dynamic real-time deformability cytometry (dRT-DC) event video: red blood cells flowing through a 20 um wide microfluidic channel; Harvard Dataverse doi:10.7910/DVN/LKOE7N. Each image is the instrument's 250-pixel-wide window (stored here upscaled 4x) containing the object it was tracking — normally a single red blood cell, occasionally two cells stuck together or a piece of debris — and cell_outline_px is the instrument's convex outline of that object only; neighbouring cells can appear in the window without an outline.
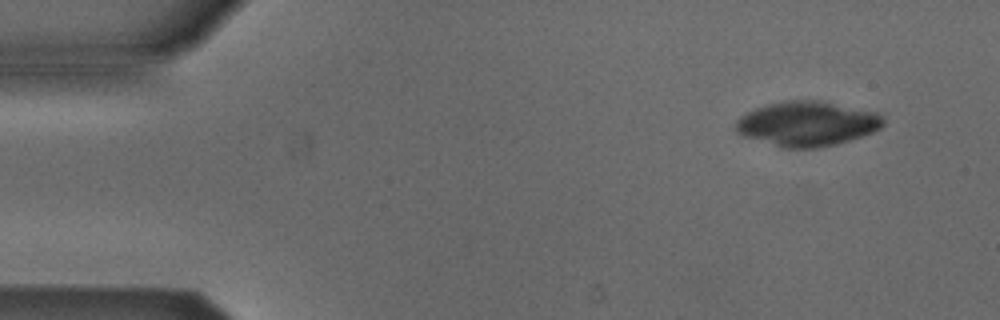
{"species": "Egyptian fruit bat (a non-hibernating species)", "species_latin": "Rousettus aegyptiacus", "temperature_condition": "cold", "stored_images_in_passage": 5, "camera_frame_rate_fps": 3000, "um_per_image_px": 0.085, "animal": {"sex": "male"}, "frame": {"image": 1, "passage_image": 1, "time_ms": 0.0, "image_size_px": [1000, 320], "cell_outline_px": [[884, 124], [880, 128], [872, 132], [836, 144], [816, 148], [784, 148], [748, 136], [740, 132], [736, 128], [736, 120], [740, 116], [756, 108], [768, 104], [784, 100], [820, 100], [876, 112], [884, 120]], "centroid_in_image_um": [68.63, 10.5], "position_along_channel_um": 16.4, "area_um2": 37.86}}